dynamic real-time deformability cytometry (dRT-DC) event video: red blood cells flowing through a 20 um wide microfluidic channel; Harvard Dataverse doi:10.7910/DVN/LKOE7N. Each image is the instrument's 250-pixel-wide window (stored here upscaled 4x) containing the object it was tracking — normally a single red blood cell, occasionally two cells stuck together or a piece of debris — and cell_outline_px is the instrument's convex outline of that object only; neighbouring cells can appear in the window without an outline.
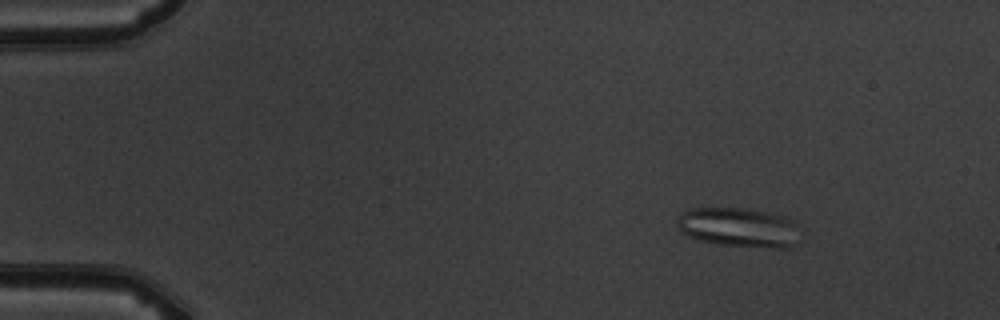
{"species": "common noctule bat (a hibernating species)", "species_latin": "Nyctalus noctula", "temperature_condition": "warm", "stored_images_in_passage": 6, "camera_frame_rate_fps": 3000, "um_per_image_px": 0.085, "animal": {"sex": "male", "body_mass_g": 19.5, "forearm_length_mm": 54.6}, "frame": {"image": 1, "passage_image": 1, "time_ms": 0.0, "image_size_px": [1000, 320], "cell_outline_px": [[800, 244], [788, 248], [780, 248], [716, 244], [700, 240], [688, 236], [676, 224], [676, 220], [680, 212], [692, 208], [744, 208], [768, 212], [784, 216], [796, 220]], "centroid_in_image_um": [62.85, 19.32], "position_along_channel_um": 22.2, "area_um2": 28.61}}
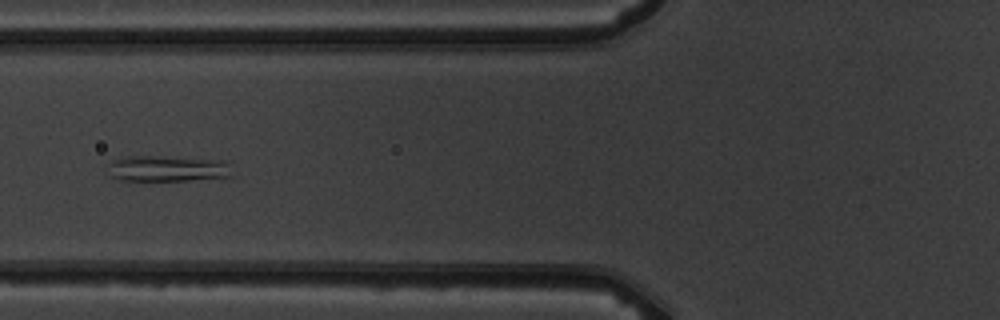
{"frame": {"image": 2, "passage_image": 5, "time_ms": 4.667, "image_size_px": [1000, 320], "cell_outline_px": [[232, 176], [188, 180], [120, 180], [112, 176], [108, 164], [112, 160], [128, 156], [152, 156], [228, 160]], "centroid_in_image_um": [14.27, 14.31], "position_along_channel_um": 111.5, "area_um2": 18.61}}
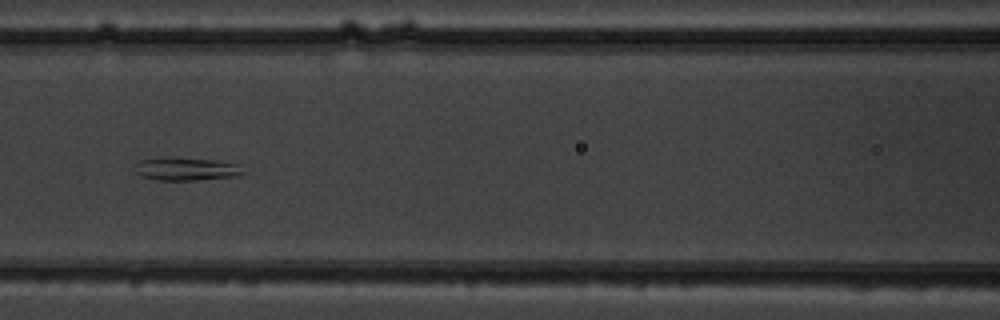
{"frame": {"image": 3, "passage_image": 6, "time_ms": 5.667, "image_size_px": [1000, 320], "cell_outline_px": [[244, 172], [240, 176], [196, 180], [160, 180], [140, 176], [132, 172], [132, 164], [140, 160], [156, 156], [172, 156], [212, 160], [240, 164]], "centroid_in_image_um": [15.71, 14.34], "position_along_channel_um": 150.9, "area_um2": 15.26}}